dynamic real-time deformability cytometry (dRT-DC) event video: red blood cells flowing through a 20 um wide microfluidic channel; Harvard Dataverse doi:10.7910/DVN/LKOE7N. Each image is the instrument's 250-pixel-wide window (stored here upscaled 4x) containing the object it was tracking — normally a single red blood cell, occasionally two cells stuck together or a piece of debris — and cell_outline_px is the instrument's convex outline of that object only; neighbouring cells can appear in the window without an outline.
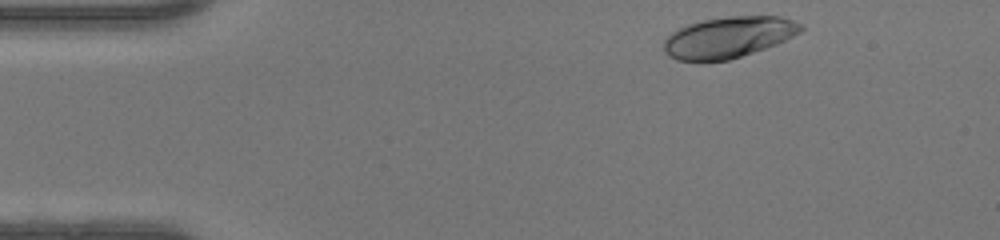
{"species": "human", "species_latin": "Homo sapiens", "temperature_condition": "warm", "stored_images_in_passage": 43, "camera_frame_rate_fps": 3000, "um_per_image_px": 0.085, "donor": {"sex": "female"}, "frame": {"image": 1, "passage_image": 2, "time_ms": 0.333, "image_size_px": [1000, 240], "cell_outline_px": [[804, 28], [800, 32], [776, 44], [728, 60], [676, 60], [668, 56], [664, 52], [664, 40], [672, 32], [688, 24], [704, 20], [728, 16], [780, 16], [804, 24]], "centroid_in_image_um": [61.92, 3.15], "position_along_channel_um": 23.1, "area_um2": 32.48}}
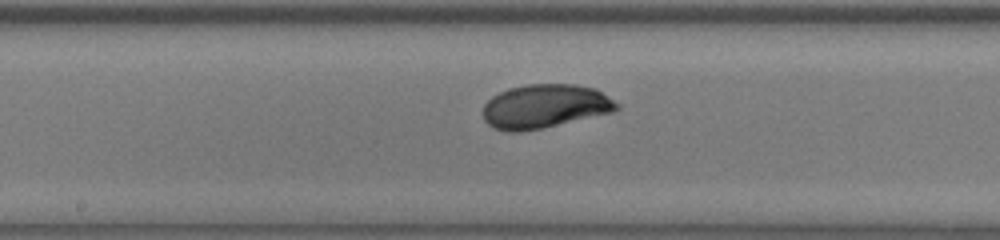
{"frame": {"image": 2, "passage_image": 20, "time_ms": 6.333, "image_size_px": [1000, 240], "cell_outline_px": [[620, 108], [616, 112], [540, 128], [520, 132], [504, 132], [492, 128], [484, 120], [484, 104], [492, 96], [508, 88], [528, 84], [576, 84], [592, 88], [600, 92], [620, 104]], "centroid_in_image_um": [46.3, 9.04], "position_along_channel_um": 201.9, "area_um2": 34.28}}
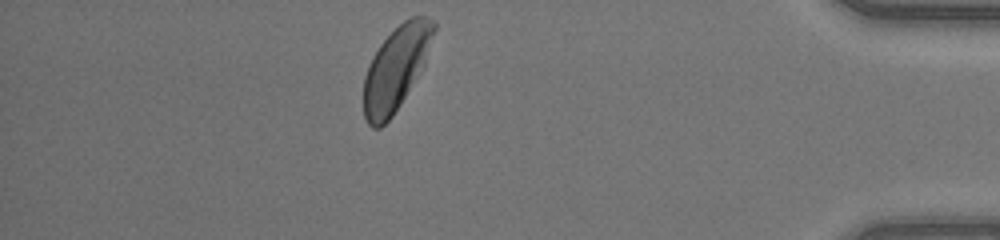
{"frame": {"image": 3, "passage_image": 37, "time_ms": 12.0, "image_size_px": [1000, 240], "cell_outline_px": [[436, 28], [424, 64], [400, 104], [392, 116], [380, 128], [372, 128], [368, 124], [364, 116], [364, 76], [372, 56], [380, 44], [404, 20], [412, 16], [424, 16], [432, 20], [436, 24]], "centroid_in_image_um": [33.64, 5.8], "position_along_channel_um": 401.6, "area_um2": 33.64}, "authors_computed_cell_mechanics": {"area_um2": 33.5818, "velocity_mm_per_s": 4.3408, "shape_relaxation_time_tau1_ms": 3.0013, "shape_relaxation_time_tau2_ms": null, "deformation_change_tau1": 0.1604, "deformation_change_tau2": null}}